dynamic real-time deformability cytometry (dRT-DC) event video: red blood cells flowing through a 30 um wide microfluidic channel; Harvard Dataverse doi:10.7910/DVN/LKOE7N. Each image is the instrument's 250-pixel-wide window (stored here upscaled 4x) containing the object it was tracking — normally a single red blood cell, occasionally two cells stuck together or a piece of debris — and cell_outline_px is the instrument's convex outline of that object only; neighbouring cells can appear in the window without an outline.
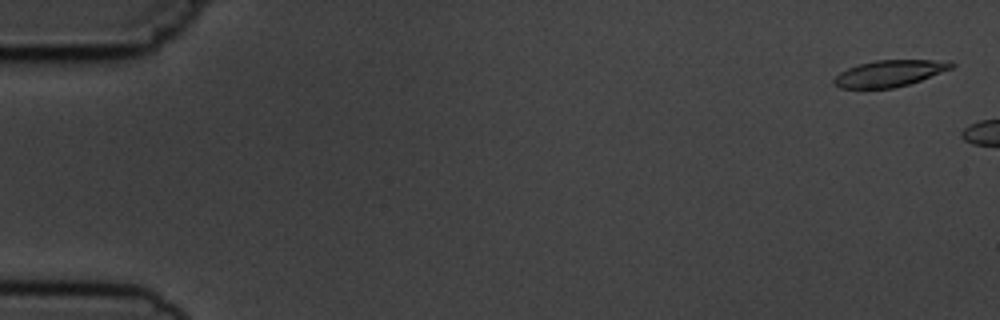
{"species": "common noctule bat (a hibernating species)", "species_latin": "Nyctalus noctula", "temperature_condition": "cold", "stored_images_in_passage": 3, "camera_frame_rate_fps": 3000, "um_per_image_px": 0.085, "animal": {"sex": "male", "body_mass_g": 19.5, "forearm_length_mm": 54.6}, "frame": {"image": 1, "passage_image": 1, "time_ms": 0.0, "image_size_px": [1000, 320], "cell_outline_px": [[956, 64], [952, 68], [920, 80], [908, 84], [892, 88], [840, 88], [832, 84], [832, 80], [840, 72], [848, 68], [860, 64], [876, 60], [952, 60]], "centroid_in_image_um": [75.61, 6.23], "position_along_channel_um": 9.4, "area_um2": 18.03}}